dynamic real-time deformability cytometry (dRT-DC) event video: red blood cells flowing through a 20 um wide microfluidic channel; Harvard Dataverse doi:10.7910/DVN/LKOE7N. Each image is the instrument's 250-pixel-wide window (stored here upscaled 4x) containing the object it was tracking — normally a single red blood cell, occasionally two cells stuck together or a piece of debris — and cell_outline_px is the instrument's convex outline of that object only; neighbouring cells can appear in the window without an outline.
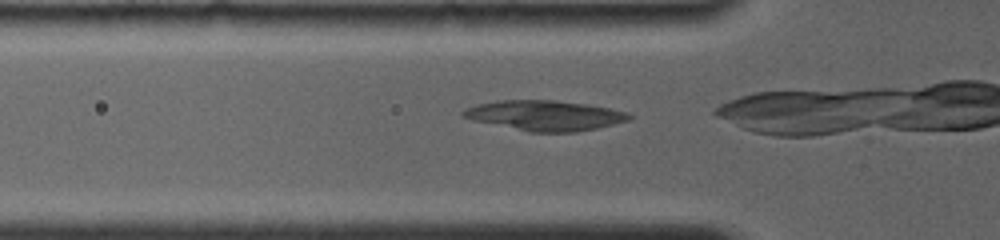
{"species": "common noctule bat (a hibernating species)", "species_latin": "Nyctalus noctula", "temperature_condition": "room temperature", "stored_images_in_passage": 4, "camera_frame_rate_fps": 4000, "um_per_image_px": 0.085, "animal": {"sex": "female", "body_mass_g": 19.0, "forearm_length_mm": 56.7}, "frame": {"image": 1, "passage_image": 2, "time_ms": 0.25, "image_size_px": [1000, 240], "cell_outline_px": [[632, 116], [628, 120], [596, 128], [576, 132], [528, 132], [472, 120], [464, 116], [460, 112], [468, 108], [480, 104], [504, 100], [552, 100], [584, 104], [608, 108], [624, 112]], "centroid_in_image_um": [46.29, 9.83], "position_along_channel_um": 79.5, "area_um2": 28.55}}